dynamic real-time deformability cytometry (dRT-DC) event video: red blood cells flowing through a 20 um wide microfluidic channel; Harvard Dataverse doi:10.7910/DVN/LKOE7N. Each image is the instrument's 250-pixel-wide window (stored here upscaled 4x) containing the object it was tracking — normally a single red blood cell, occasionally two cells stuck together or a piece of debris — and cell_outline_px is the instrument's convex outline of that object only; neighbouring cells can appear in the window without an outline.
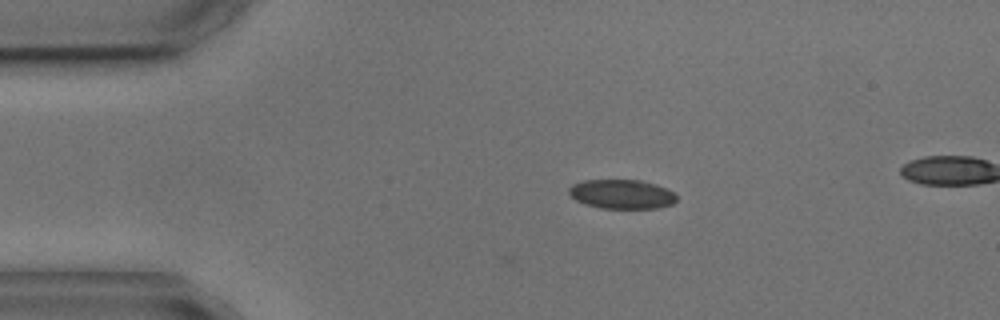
{"species": "common noctule bat (a hibernating species)", "species_latin": "Nyctalus noctula", "temperature_condition": "cold", "stored_images_in_passage": 4, "camera_frame_rate_fps": 3000, "um_per_image_px": 0.085, "animal": {"sex": "male", "body_mass_g": 17.9, "forearm_length_mm": 54.2}, "frame": {"image": 1, "passage_image": 2, "time_ms": 1.333, "image_size_px": [1000, 320], "cell_outline_px": [[676, 200], [672, 204], [656, 208], [600, 208], [576, 200], [568, 192], [568, 188], [572, 184], [584, 180], [640, 180], [656, 184], [676, 192]], "centroid_in_image_um": [52.87, 16.49], "position_along_channel_um": 32.1, "area_um2": 18.32}}